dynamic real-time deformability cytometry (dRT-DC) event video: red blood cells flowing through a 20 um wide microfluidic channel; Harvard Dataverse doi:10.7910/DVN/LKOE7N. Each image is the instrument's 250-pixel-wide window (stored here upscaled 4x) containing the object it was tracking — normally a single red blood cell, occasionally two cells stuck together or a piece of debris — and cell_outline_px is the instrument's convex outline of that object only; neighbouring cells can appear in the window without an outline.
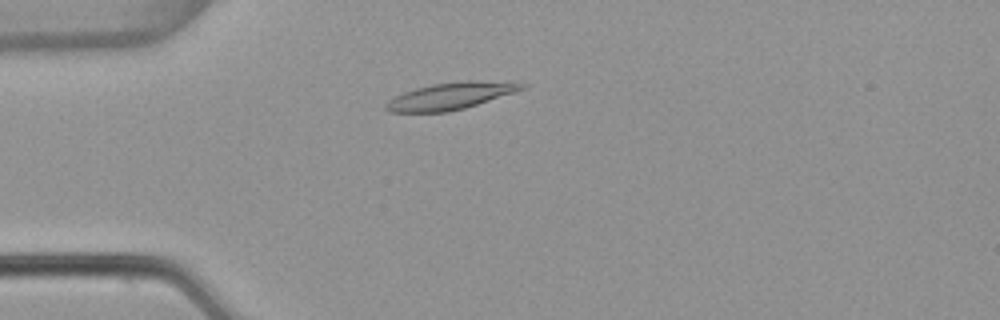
{"species": "common noctule bat (a hibernating species)", "species_latin": "Nyctalus noctula", "temperature_condition": "warm", "stored_images_in_passage": 50, "camera_frame_rate_fps": 3000, "um_per_image_px": 0.085, "animal": {"sex": "female", "body_mass_g": 22.7, "forearm_length_mm": 54.2}, "frame": {"image": 1, "passage_image": 11, "time_ms": 3.333, "image_size_px": [1000, 320], "cell_outline_px": [[528, 88], [516, 92], [464, 108], [448, 112], [392, 112], [384, 108], [384, 104], [388, 100], [404, 92], [416, 88], [432, 84], [464, 80], [516, 80], [528, 84]], "centroid_in_image_um": [38.43, 8.12], "position_along_channel_um": 46.6, "area_um2": 21.85}}
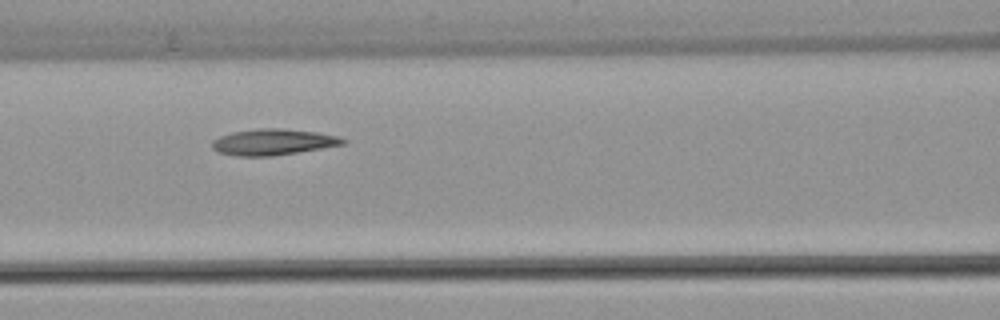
{"frame": {"image": 2, "passage_image": 20, "time_ms": 6.333, "image_size_px": [1000, 320], "cell_outline_px": [[348, 140], [344, 144], [272, 156], [236, 156], [220, 152], [212, 148], [212, 140], [220, 136], [232, 132], [260, 128], [284, 128], [316, 132], [336, 136]], "centroid_in_image_um": [23.19, 12.06], "position_along_channel_um": 143.4, "area_um2": 19.71}}
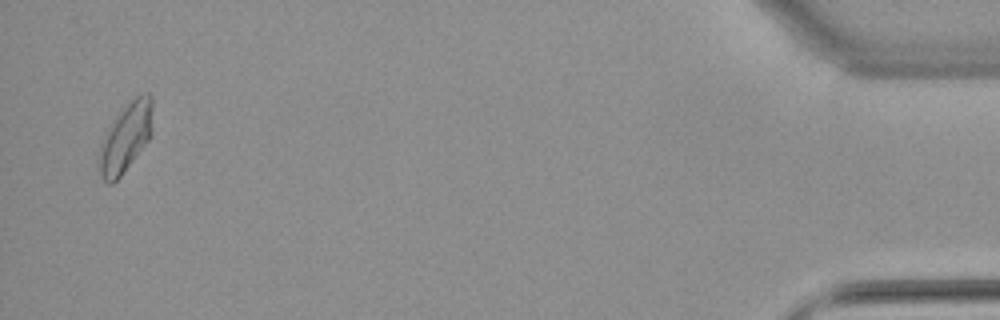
{"frame": {"image": 3, "passage_image": 49, "time_ms": 16.0, "image_size_px": [1000, 320], "cell_outline_px": [[152, 132], [148, 140], [120, 176], [112, 184], [108, 184], [104, 180], [100, 172], [96, 160], [100, 144], [112, 120], [128, 100], [144, 92], [152, 92]], "centroid_in_image_um": [10.67, 11.64], "position_along_channel_um": 424.5, "area_um2": 21.79}, "authors_computed_cell_mechanics": {"area_um2": 19.5364, "velocity_mm_per_s": 3.8155, "shape_relaxation_time_tau1_ms": null, "shape_relaxation_time_tau2_ms": 4.7659, "deformation_change_tau1": null, "deformation_change_tau2": 0.1157}}